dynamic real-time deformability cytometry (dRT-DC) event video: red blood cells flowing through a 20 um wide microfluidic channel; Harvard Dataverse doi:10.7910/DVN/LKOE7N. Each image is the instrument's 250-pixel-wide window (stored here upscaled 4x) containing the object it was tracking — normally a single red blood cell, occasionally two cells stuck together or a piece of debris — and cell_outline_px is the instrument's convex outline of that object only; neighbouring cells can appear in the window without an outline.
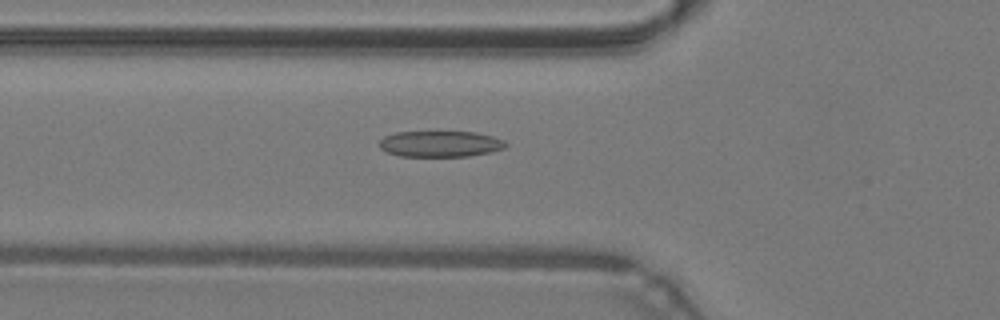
{"species": "common noctule bat (a hibernating species)", "species_latin": "Nyctalus noctula", "temperature_condition": "warm", "stored_images_in_passage": 48, "camera_frame_rate_fps": 3000, "um_per_image_px": 0.085, "animal": {"sex": "male", "body_mass_g": 19.2, "forearm_length_mm": 51.8}, "frame": {"image": 1, "passage_image": 17, "time_ms": 5.333, "image_size_px": [1000, 320], "cell_outline_px": [[508, 144], [504, 148], [492, 152], [468, 156], [400, 156], [388, 152], [380, 148], [380, 140], [384, 136], [396, 132], [476, 132], [492, 136], [504, 140]], "centroid_in_image_um": [37.45, 12.23], "position_along_channel_um": 88.4, "area_um2": 19.13}}
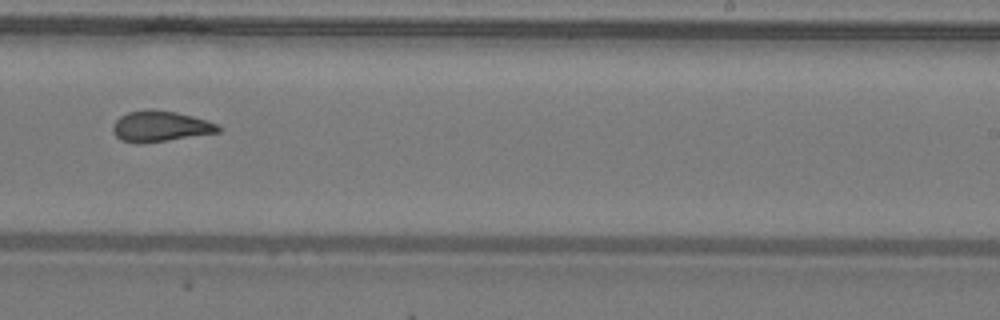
{"frame": {"image": 2, "passage_image": 30, "time_ms": 9.667, "image_size_px": [1000, 320], "cell_outline_px": [[220, 132], [168, 140], [120, 140], [112, 132], [112, 124], [120, 116], [128, 112], [176, 112], [192, 116], [216, 124], [220, 128]], "centroid_in_image_um": [13.64, 10.74], "position_along_channel_um": 275.4, "area_um2": 17.51}}
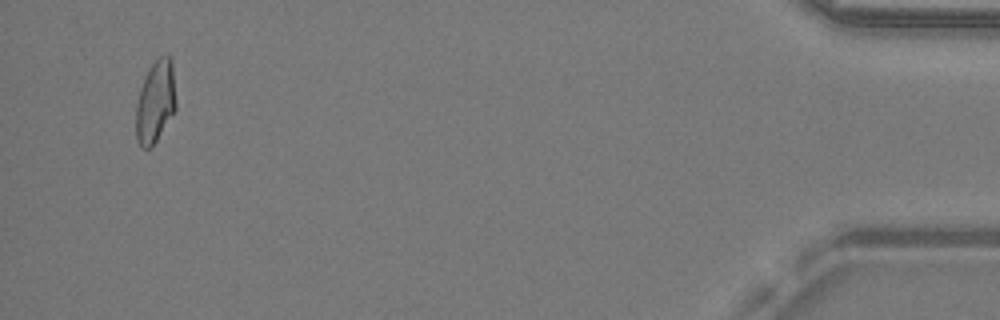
{"frame": {"image": 3, "passage_image": 46, "time_ms": 15.0, "image_size_px": [1000, 320], "cell_outline_px": [[176, 108], [156, 140], [148, 148], [140, 148], [136, 140], [136, 104], [140, 88], [152, 64], [160, 56], [168, 56], [172, 60], [176, 104]], "centroid_in_image_um": [13.2, 8.66], "position_along_channel_um": 422.0, "area_um2": 18.84}, "authors_computed_cell_mechanics": {"area_um2": 19.1607, "velocity_mm_per_s": 4.3099, "shape_relaxation_time_tau1_ms": null, "shape_relaxation_time_tau2_ms": 2.1375, "deformation_change_tau1": null, "deformation_change_tau2": 0.1054}}